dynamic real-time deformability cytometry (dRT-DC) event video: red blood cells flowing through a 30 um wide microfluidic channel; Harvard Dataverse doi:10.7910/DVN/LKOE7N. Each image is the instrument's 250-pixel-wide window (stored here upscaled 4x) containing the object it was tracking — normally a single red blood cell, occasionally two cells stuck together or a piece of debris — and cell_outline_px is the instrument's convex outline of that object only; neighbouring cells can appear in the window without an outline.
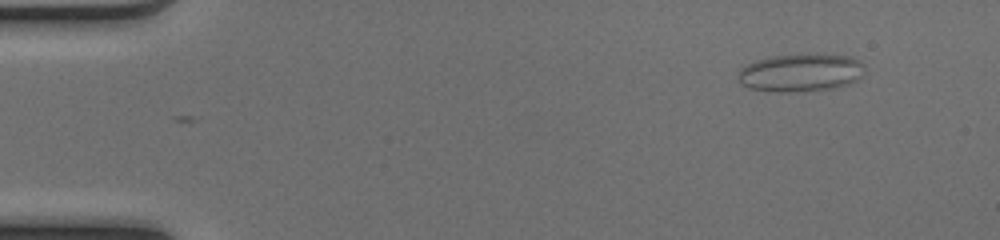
{"species": "common noctule bat (a hibernating species)", "species_latin": "Nyctalus noctula", "temperature_condition": "cold", "stored_images_in_passage": 47, "camera_frame_rate_fps": 3000, "um_per_image_px": 0.085, "animal": {"sex": "female", "body_mass_g": 17.0, "forearm_length_mm": 48.0}, "frame": {"image": 1, "passage_image": 1, "time_ms": 0.0, "image_size_px": [1000, 240], "cell_outline_px": [[864, 68], [860, 76], [856, 80], [848, 84], [836, 88], [800, 92], [780, 92], [748, 88], [740, 84], [740, 68], [756, 60], [768, 56], [816, 52], [848, 56], [864, 64]], "centroid_in_image_um": [68.06, 6.15], "position_along_channel_um": 16.9, "area_um2": 28.44}}
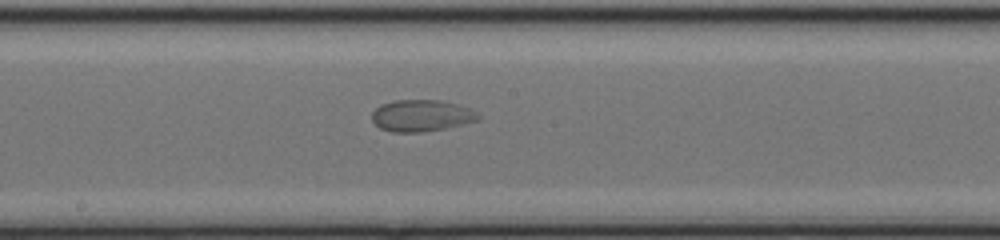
{"frame": {"image": 2, "passage_image": 24, "time_ms": 7.667, "image_size_px": [1000, 240], "cell_outline_px": [[480, 120], [444, 128], [420, 132], [392, 132], [380, 128], [372, 120], [372, 112], [380, 104], [396, 100], [440, 100], [460, 104], [476, 112], [480, 116]], "centroid_in_image_um": [35.82, 9.82], "position_along_channel_um": 212.4, "area_um2": 19.59}}
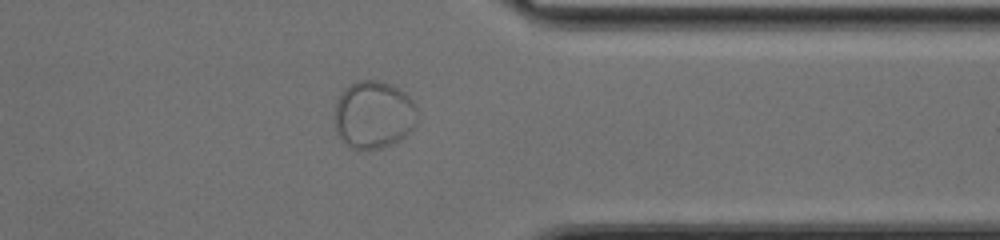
{"frame": {"image": 3, "passage_image": 37, "time_ms": 12.0, "image_size_px": [1000, 240], "cell_outline_px": [[416, 124], [400, 140], [380, 148], [356, 152], [348, 148], [340, 140], [336, 132], [332, 116], [336, 100], [340, 92], [348, 84], [356, 80], [376, 80], [392, 84], [404, 92], [412, 100], [416, 108]], "centroid_in_image_um": [31.67, 9.77], "position_along_channel_um": 379.7, "area_um2": 33.64}}